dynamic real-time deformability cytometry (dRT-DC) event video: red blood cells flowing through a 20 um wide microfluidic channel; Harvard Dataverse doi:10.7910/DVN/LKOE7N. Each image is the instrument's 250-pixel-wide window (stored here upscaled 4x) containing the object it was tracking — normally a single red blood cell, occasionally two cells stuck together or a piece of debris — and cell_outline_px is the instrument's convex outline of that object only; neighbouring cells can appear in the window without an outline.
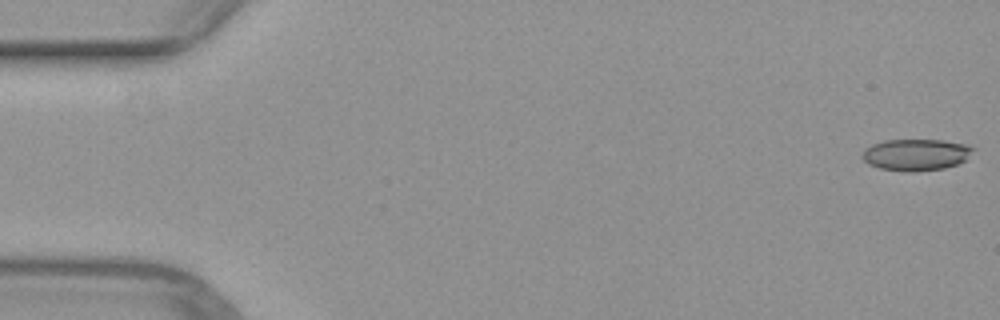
{"species": "common noctule bat (a hibernating species)", "species_latin": "Nyctalus noctula", "temperature_condition": "warm", "stored_images_in_passage": 12, "camera_frame_rate_fps": 3000, "um_per_image_px": 0.085, "animal": {"sex": "female", "body_mass_g": 29.2, "forearm_length_mm": 56.3}, "frame": {"image": 1, "passage_image": 1, "time_ms": 0.0, "image_size_px": [1000, 320], "cell_outline_px": [[976, 148], [964, 160], [956, 164], [944, 168], [912, 172], [904, 172], [880, 168], [868, 164], [860, 156], [864, 148], [872, 144], [884, 140], [944, 140], [964, 144]], "centroid_in_image_um": [77.81, 13.15], "position_along_channel_um": 7.2, "area_um2": 20.46}}